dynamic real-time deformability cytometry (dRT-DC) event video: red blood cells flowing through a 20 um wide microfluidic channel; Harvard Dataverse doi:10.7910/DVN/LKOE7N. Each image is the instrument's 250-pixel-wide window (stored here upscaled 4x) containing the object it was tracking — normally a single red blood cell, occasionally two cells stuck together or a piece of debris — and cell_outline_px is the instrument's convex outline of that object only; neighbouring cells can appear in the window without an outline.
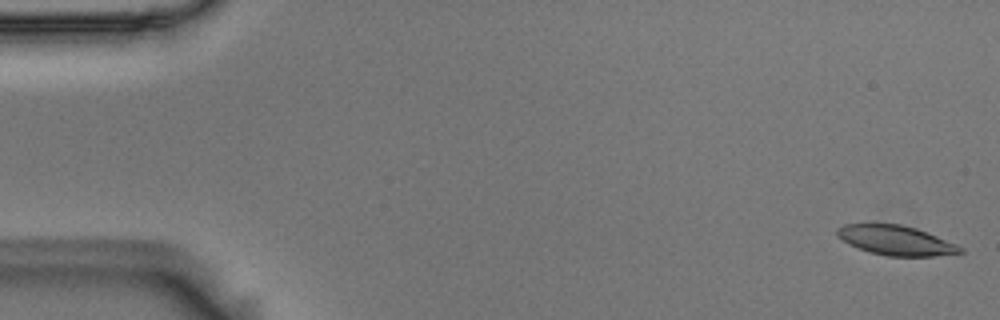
{"species": "Egyptian fruit bat (a non-hibernating species)", "species_latin": "Rousettus aegyptiacus", "temperature_condition": "room temperature", "stored_images_in_passage": 4, "camera_frame_rate_fps": 3000, "um_per_image_px": 0.085, "animal": {"sex": "male"}, "frame": {"image": 1, "passage_image": 1, "time_ms": 0.0, "image_size_px": [1000, 320], "cell_outline_px": [[964, 252], [932, 256], [888, 256], [868, 252], [836, 236], [836, 228], [844, 224], [900, 224], [916, 228], [956, 244], [964, 248]], "centroid_in_image_um": [76.15, 20.43], "position_along_channel_um": 8.8, "area_um2": 20.98}}
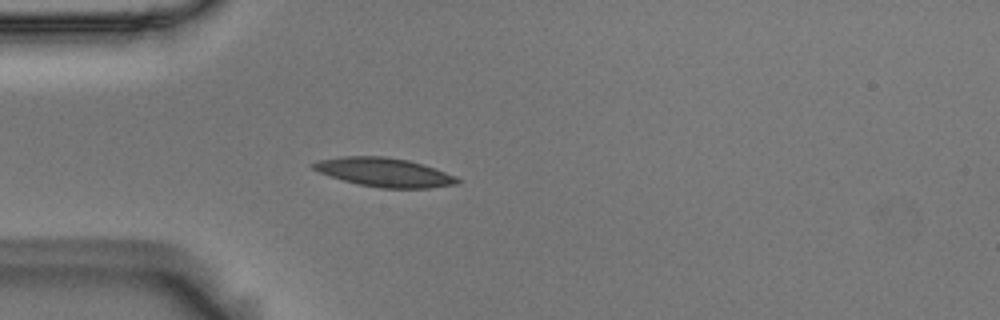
{"frame": {"image": 2, "passage_image": 4, "time_ms": 1.0, "image_size_px": [1000, 320], "cell_outline_px": [[460, 184], [428, 188], [380, 188], [360, 184], [344, 180], [320, 172], [312, 168], [308, 164], [316, 160], [340, 156], [384, 156], [408, 160], [424, 164], [456, 176], [460, 180]], "centroid_in_image_um": [32.67, 14.63], "position_along_channel_um": 52.3, "area_um2": 24.33}}